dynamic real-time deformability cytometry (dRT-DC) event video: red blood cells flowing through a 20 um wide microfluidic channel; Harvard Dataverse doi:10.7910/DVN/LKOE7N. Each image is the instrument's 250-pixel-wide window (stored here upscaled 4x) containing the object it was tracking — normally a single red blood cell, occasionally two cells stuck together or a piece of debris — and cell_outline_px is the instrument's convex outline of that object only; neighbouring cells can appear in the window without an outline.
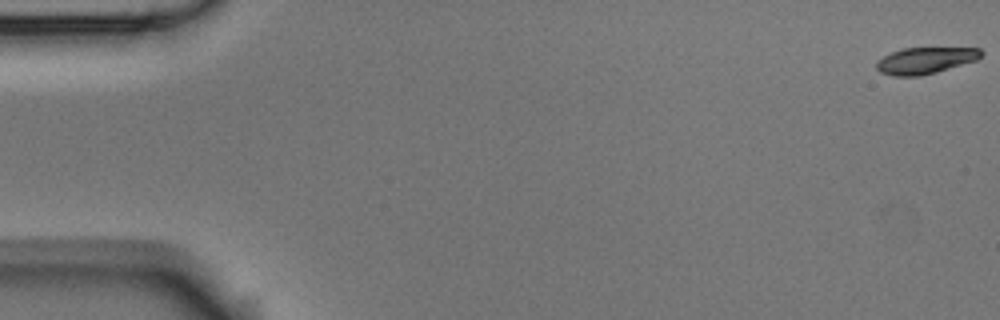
{"species": "Egyptian fruit bat (a non-hibernating species)", "species_latin": "Rousettus aegyptiacus", "temperature_condition": "room temperature", "stored_images_in_passage": 8, "camera_frame_rate_fps": 3000, "um_per_image_px": 0.085, "animal": {"sex": "male"}, "frame": {"image": 1, "passage_image": 1, "time_ms": 0.0, "image_size_px": [1000, 320], "cell_outline_px": [[984, 52], [976, 60], [936, 72], [920, 76], [892, 76], [880, 72], [876, 68], [876, 60], [892, 52], [904, 48], [980, 48]], "centroid_in_image_um": [78.62, 5.14], "position_along_channel_um": 6.4, "area_um2": 16.07}}
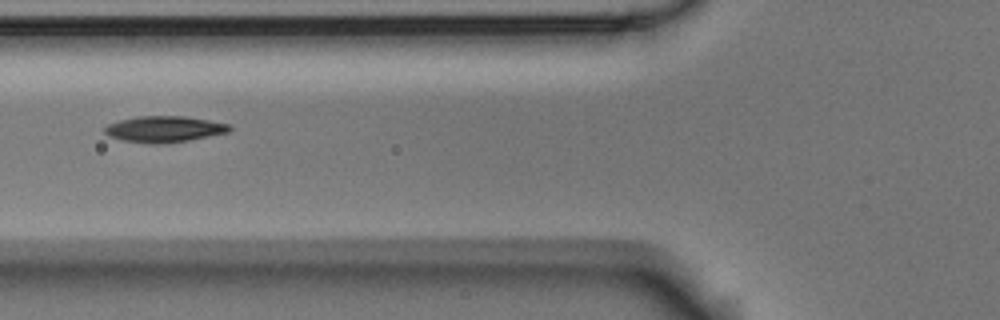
{"frame": {"image": 2, "passage_image": 7, "time_ms": 7.0, "image_size_px": [1000, 320], "cell_outline_px": [[232, 128], [228, 132], [188, 140], [160, 144], [152, 144], [124, 140], [108, 136], [104, 132], [104, 128], [108, 124], [120, 120], [136, 116], [184, 116], [232, 124]], "centroid_in_image_um": [13.96, 10.97], "position_along_channel_um": 111.8, "area_um2": 18.96}}
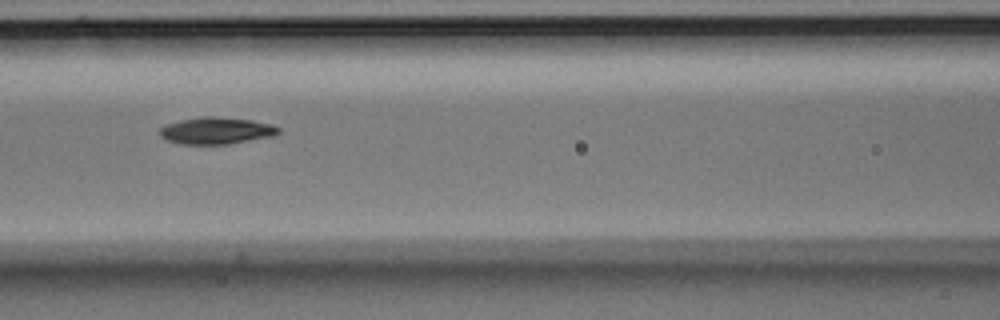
{"frame": {"image": 3, "passage_image": 8, "time_ms": 8.0, "image_size_px": [1000, 320], "cell_outline_px": [[280, 132], [272, 136], [228, 144], [180, 144], [168, 140], [160, 136], [160, 128], [164, 124], [180, 120], [200, 116], [212, 116], [252, 120], [272, 124], [280, 128]], "centroid_in_image_um": [18.37, 11.1], "position_along_channel_um": 148.2, "area_um2": 18.61}}